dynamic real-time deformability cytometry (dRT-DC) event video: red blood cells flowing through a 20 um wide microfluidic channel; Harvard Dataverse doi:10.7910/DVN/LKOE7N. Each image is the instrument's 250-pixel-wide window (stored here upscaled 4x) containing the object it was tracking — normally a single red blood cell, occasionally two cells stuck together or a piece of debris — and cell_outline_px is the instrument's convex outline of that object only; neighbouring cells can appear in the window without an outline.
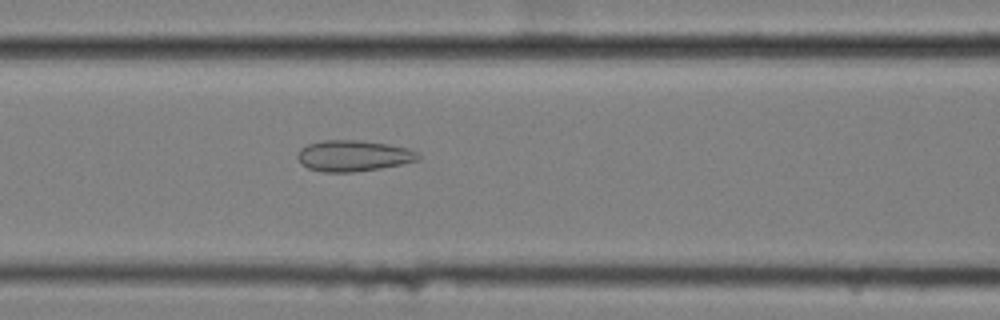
{"species": "common noctule bat (a hibernating species)", "species_latin": "Nyctalus noctula", "temperature_condition": "cold", "stored_images_in_passage": 48, "camera_frame_rate_fps": 3000, "um_per_image_px": 0.085, "animal": {"sex": "female", "body_mass_g": 25.1}, "frame": {"image": 1, "passage_image": 14, "time_ms": 4.333, "image_size_px": [1000, 320], "cell_outline_px": [[420, 160], [380, 168], [352, 172], [324, 172], [308, 168], [300, 164], [296, 156], [300, 148], [308, 144], [324, 140], [360, 140], [388, 144], [408, 148], [416, 152], [420, 156]], "centroid_in_image_um": [30.0, 13.24], "position_along_channel_um": 136.6, "area_um2": 21.85}}
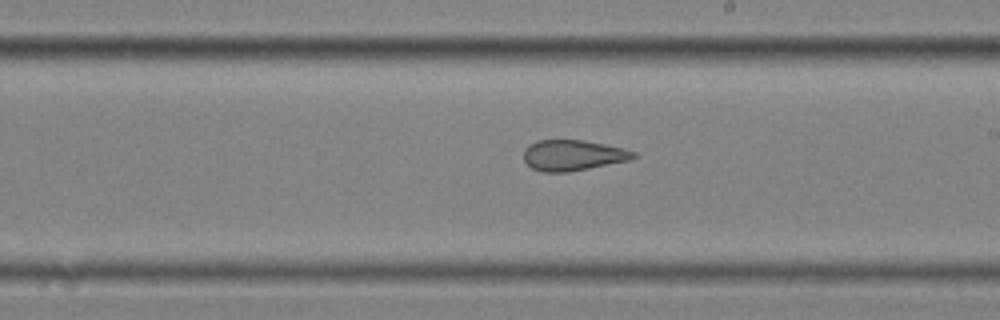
{"frame": {"image": 2, "passage_image": 23, "time_ms": 7.333, "image_size_px": [1000, 320], "cell_outline_px": [[636, 156], [628, 160], [568, 172], [544, 172], [532, 168], [524, 160], [524, 148], [536, 140], [584, 140], [624, 148], [636, 152]], "centroid_in_image_um": [48.67, 13.19], "position_along_channel_um": 240.3, "area_um2": 19.48}}
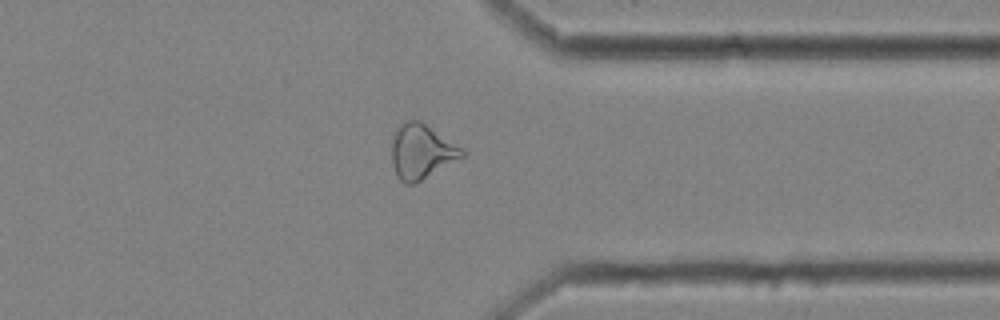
{"frame": {"image": 3, "passage_image": 35, "time_ms": 11.333, "image_size_px": [1000, 320], "cell_outline_px": [[468, 152], [464, 156], [416, 184], [404, 184], [396, 176], [392, 164], [392, 140], [396, 128], [400, 124], [408, 120], [420, 120], [464, 148]], "centroid_in_image_um": [35.84, 12.89], "position_along_channel_um": 375.6, "area_um2": 22.77}, "authors_computed_cell_mechanics": {"area_um2": 22.6576, "velocity_mm_per_s": 3.4642, "shape_relaxation_time_tau1_ms": null, "shape_relaxation_time_tau2_ms": 2.0311, "deformation_change_tau1": null, "deformation_change_tau2": 0.0995}}